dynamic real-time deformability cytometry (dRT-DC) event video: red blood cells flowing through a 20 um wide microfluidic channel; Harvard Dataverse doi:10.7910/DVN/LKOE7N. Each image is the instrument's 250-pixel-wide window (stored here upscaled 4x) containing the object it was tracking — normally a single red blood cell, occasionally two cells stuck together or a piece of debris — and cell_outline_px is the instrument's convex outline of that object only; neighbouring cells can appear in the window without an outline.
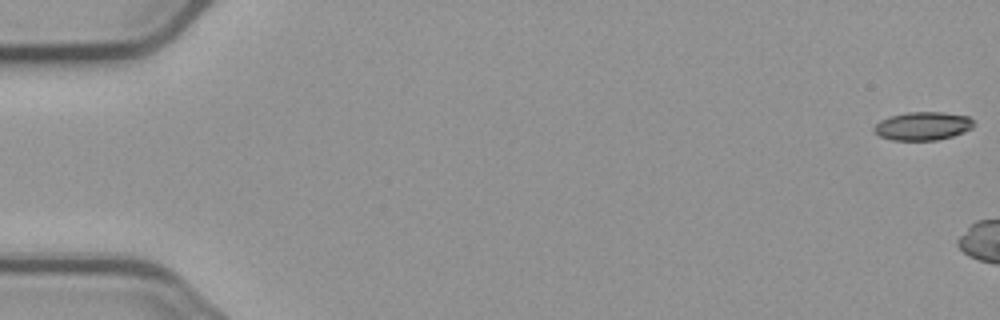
{"species": "common noctule bat (a hibernating species)", "species_latin": "Nyctalus noctula", "temperature_condition": "cold", "stored_images_in_passage": 7, "camera_frame_rate_fps": 3000, "um_per_image_px": 0.085, "animal": {"sex": "male", "body_mass_g": 23.1, "forearm_length_mm": 52.7}, "frame": {"image": 1, "passage_image": 1, "time_ms": 0.0, "image_size_px": [1000, 320], "cell_outline_px": [[976, 124], [972, 128], [964, 132], [952, 136], [936, 140], [892, 140], [880, 136], [872, 132], [872, 128], [880, 120], [888, 116], [908, 112], [944, 112], [968, 116]], "centroid_in_image_um": [78.42, 10.71], "position_along_channel_um": 6.6, "area_um2": 16.65}}
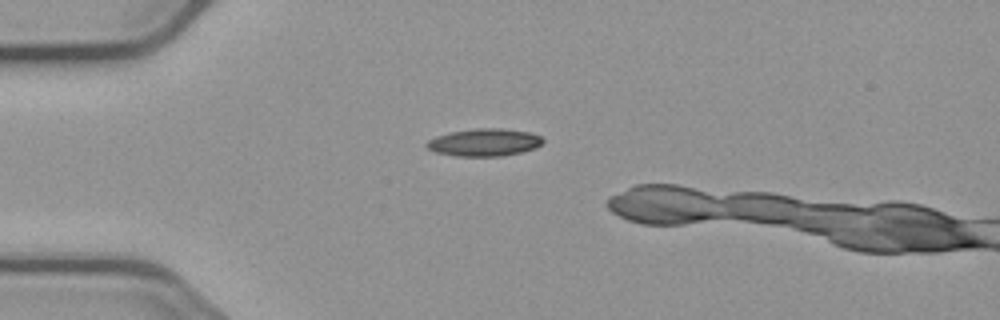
{"frame": {"image": 2, "passage_image": 5, "time_ms": 4.667, "image_size_px": [1000, 320], "cell_outline_px": [[544, 140], [536, 148], [520, 152], [500, 156], [456, 156], [436, 152], [428, 148], [424, 144], [428, 140], [436, 136], [452, 132], [476, 128], [500, 128], [528, 132], [540, 136]], "centroid_in_image_um": [41.15, 12.1], "position_along_channel_um": 43.9, "area_um2": 18.44}}